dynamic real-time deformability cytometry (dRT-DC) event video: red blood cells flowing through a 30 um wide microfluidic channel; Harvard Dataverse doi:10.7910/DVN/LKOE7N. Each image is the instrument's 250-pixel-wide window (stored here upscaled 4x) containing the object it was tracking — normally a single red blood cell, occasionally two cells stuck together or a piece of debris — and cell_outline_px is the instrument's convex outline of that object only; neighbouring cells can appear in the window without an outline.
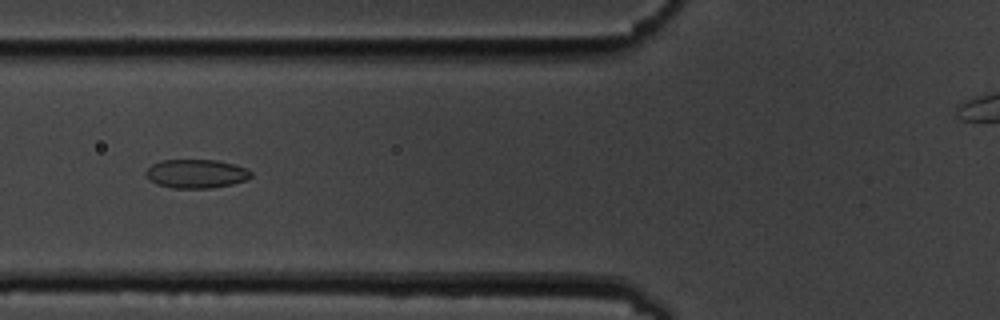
{"species": "common noctule bat (a hibernating species)", "species_latin": "Nyctalus noctula", "temperature_condition": "cold", "stored_images_in_passage": 6, "camera_frame_rate_fps": 3000, "um_per_image_px": 0.085, "animal": {"sex": "male", "body_mass_g": 19.5, "forearm_length_mm": 54.6}, "frame": {"image": 1, "passage_image": 2, "time_ms": 1.0, "image_size_px": [1000, 320], "cell_outline_px": [[252, 176], [248, 180], [232, 184], [212, 188], [172, 188], [156, 184], [148, 180], [144, 172], [152, 164], [160, 160], [216, 160], [236, 164], [248, 168], [252, 172]], "centroid_in_image_um": [16.69, 14.76], "position_along_channel_um": 109.1, "area_um2": 17.98}}
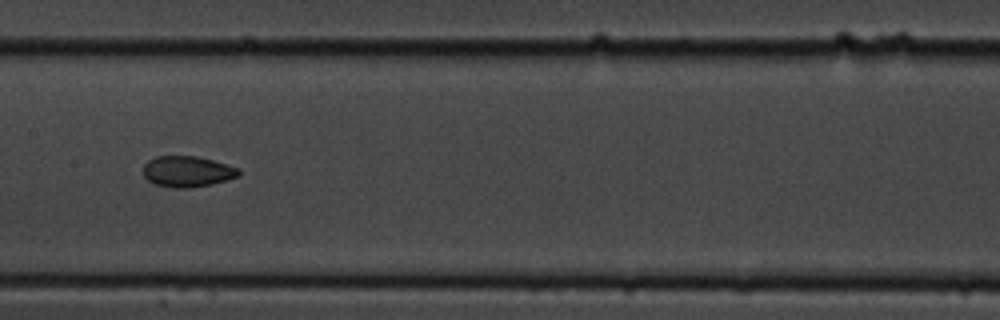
{"frame": {"image": 2, "passage_image": 4, "time_ms": 3.333, "image_size_px": [1000, 320], "cell_outline_px": [[240, 176], [228, 180], [212, 184], [192, 188], [172, 188], [152, 184], [144, 176], [144, 164], [148, 160], [156, 156], [196, 156], [212, 160], [240, 168]], "centroid_in_image_um": [15.93, 14.59], "position_along_channel_um": 191.5, "area_um2": 17.46}}
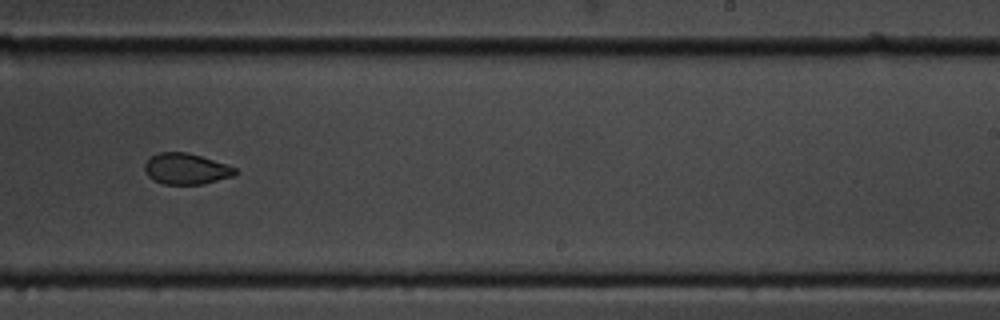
{"frame": {"image": 3, "passage_image": 6, "time_ms": 5.667, "image_size_px": [1000, 320], "cell_outline_px": [[240, 172], [232, 176], [204, 184], [164, 184], [152, 180], [148, 176], [144, 168], [144, 164], [152, 156], [160, 152], [184, 152], [200, 156], [236, 168]], "centroid_in_image_um": [15.81, 14.36], "position_along_channel_um": 273.2, "area_um2": 16.18}}